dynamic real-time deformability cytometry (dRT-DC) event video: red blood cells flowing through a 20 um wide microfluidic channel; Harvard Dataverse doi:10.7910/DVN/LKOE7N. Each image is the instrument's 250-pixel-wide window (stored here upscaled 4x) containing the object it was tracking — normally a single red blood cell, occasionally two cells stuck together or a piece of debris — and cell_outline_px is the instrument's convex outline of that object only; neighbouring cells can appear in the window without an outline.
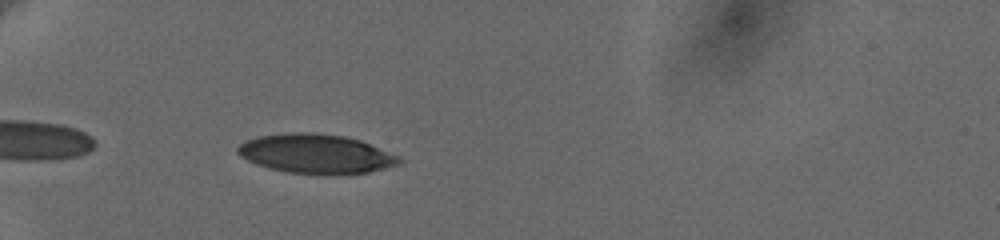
{"species": "human", "species_latin": "Homo sapiens", "temperature_condition": "cold", "stored_images_in_passage": 41, "camera_frame_rate_fps": 3000, "um_per_image_px": 0.085, "donor": {"sex": "female"}, "frame": {"image": 1, "passage_image": 3, "time_ms": 0.667, "image_size_px": [1000, 240], "cell_outline_px": [[400, 164], [368, 172], [332, 176], [324, 176], [288, 172], [268, 168], [256, 164], [240, 156], [236, 152], [236, 148], [244, 140], [256, 136], [284, 132], [312, 132], [344, 136], [360, 140], [400, 156]], "centroid_in_image_um": [26.82, 13.08], "position_along_channel_um": 58.2, "area_um2": 37.63}}
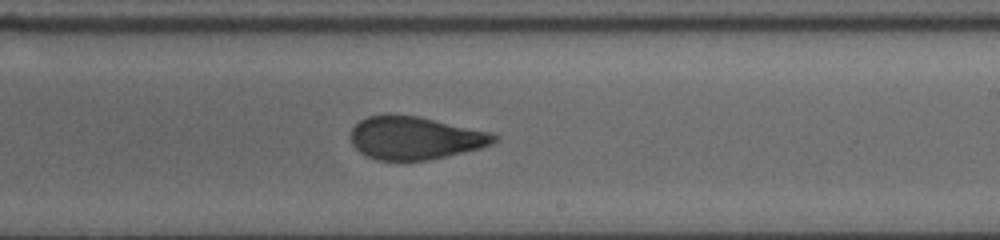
{"frame": {"image": 2, "passage_image": 21, "time_ms": 6.667, "image_size_px": [1000, 240], "cell_outline_px": [[500, 136], [492, 144], [480, 148], [428, 160], [376, 160], [360, 152], [352, 144], [348, 136], [352, 128], [360, 120], [368, 116], [420, 116], [488, 132]], "centroid_in_image_um": [35.25, 11.74], "position_along_channel_um": 253.7, "area_um2": 35.43}}
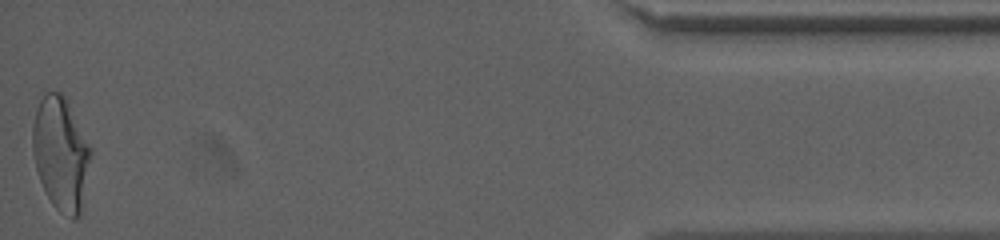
{"frame": {"image": 3, "passage_image": 41, "time_ms": 13.333, "image_size_px": [1000, 240], "cell_outline_px": [[92, 152], [80, 216], [72, 220], [60, 212], [52, 204], [40, 180], [36, 168], [32, 148], [32, 124], [36, 108], [44, 92], [60, 92], [68, 96], [92, 148]], "centroid_in_image_um": [5.19, 12.99], "position_along_channel_um": 430.0, "area_um2": 39.19}, "authors_computed_cell_mechanics": {"area_um2": 37.0498, "velocity_mm_per_s": 3.6475, "shape_relaxation_time_tau1_ms": 10.3006, "shape_relaxation_time_tau2_ms": 1.507, "deformation_change_tau1": 0.2311, "deformation_change_tau2": 0.0797}}